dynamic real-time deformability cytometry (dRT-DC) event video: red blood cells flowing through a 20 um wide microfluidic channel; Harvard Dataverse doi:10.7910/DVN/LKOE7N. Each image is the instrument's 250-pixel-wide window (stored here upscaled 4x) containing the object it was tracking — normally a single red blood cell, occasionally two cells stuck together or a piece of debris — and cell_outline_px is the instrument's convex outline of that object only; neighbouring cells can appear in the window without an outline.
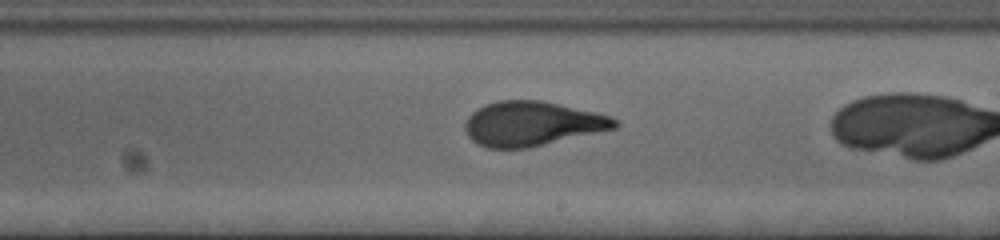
{"species": "human", "species_latin": "Homo sapiens", "temperature_condition": "cold", "stored_images_in_passage": 43, "camera_frame_rate_fps": 3000, "um_per_image_px": 0.085, "donor": {"sex": "female"}, "frame": {"image": 1, "passage_image": 32, "time_ms": 10.333, "image_size_px": [1000, 240], "cell_outline_px": [[620, 124], [616, 128], [528, 148], [488, 148], [476, 144], [468, 136], [464, 128], [464, 124], [468, 116], [472, 112], [484, 104], [500, 100], [540, 100], [596, 112], [612, 116]], "centroid_in_image_um": [45.21, 10.51], "position_along_channel_um": 243.8, "area_um2": 38.9}}
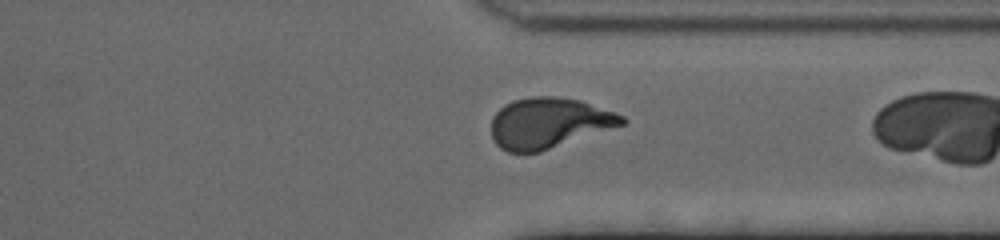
{"frame": {"image": 2, "passage_image": 42, "time_ms": 13.667, "image_size_px": [1000, 240], "cell_outline_px": [[628, 120], [624, 124], [540, 152], [508, 152], [500, 148], [496, 144], [492, 136], [492, 116], [504, 104], [512, 100], [532, 96], [556, 96], [580, 100], [624, 116]], "centroid_in_image_um": [46.62, 10.44], "position_along_channel_um": 364.8, "area_um2": 38.38}}